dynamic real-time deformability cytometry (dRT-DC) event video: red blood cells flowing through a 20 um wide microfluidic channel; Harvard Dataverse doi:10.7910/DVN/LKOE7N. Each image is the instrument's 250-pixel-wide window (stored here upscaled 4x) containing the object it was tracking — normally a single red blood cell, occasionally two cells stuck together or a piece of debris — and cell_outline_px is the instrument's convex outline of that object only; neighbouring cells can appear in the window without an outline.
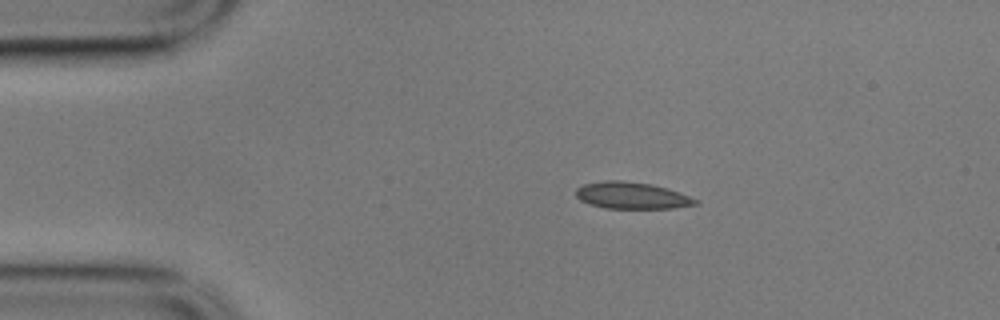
{"species": "common noctule bat (a hibernating species)", "species_latin": "Nyctalus noctula", "temperature_condition": "cold", "stored_images_in_passage": 47, "camera_frame_rate_fps": 3000, "um_per_image_px": 0.085, "animal": {"sex": "male", "body_mass_g": 17.9}, "frame": {"image": 1, "passage_image": 1, "time_ms": 0.0, "image_size_px": [1000, 320], "cell_outline_px": [[700, 204], [672, 208], [604, 208], [588, 204], [580, 200], [576, 196], [576, 188], [584, 184], [604, 180], [620, 180], [652, 184], [668, 188], [700, 200]], "centroid_in_image_um": [53.71, 16.62], "position_along_channel_um": 31.3, "area_um2": 18.79}}
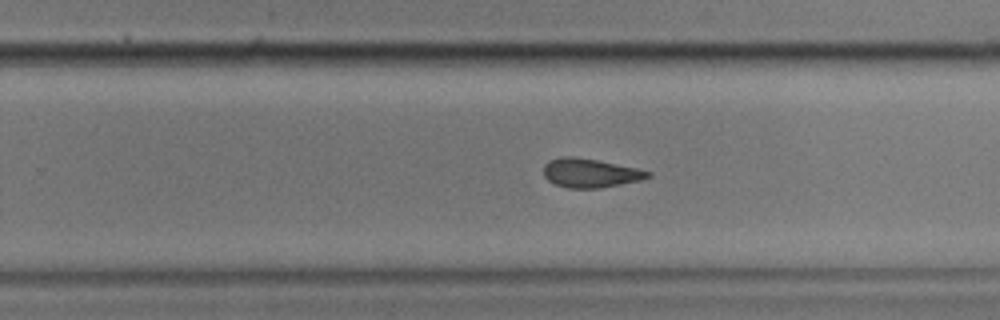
{"frame": {"image": 2, "passage_image": 26, "time_ms": 8.333, "image_size_px": [1000, 320], "cell_outline_px": [[652, 176], [640, 180], [600, 188], [568, 188], [552, 184], [544, 176], [544, 164], [548, 160], [560, 156], [572, 156], [596, 160], [636, 168], [652, 172]], "centroid_in_image_um": [50.13, 14.71], "position_along_channel_um": 279.7, "area_um2": 17.63}}
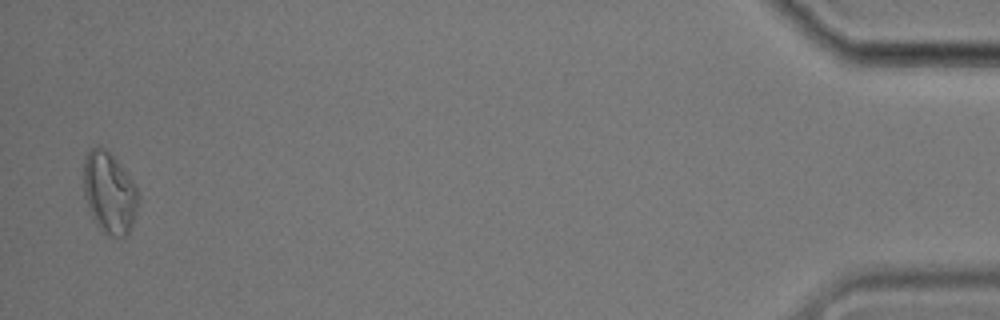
{"frame": {"image": 3, "passage_image": 46, "time_ms": 15.0, "image_size_px": [1000, 320], "cell_outline_px": [[140, 200], [132, 224], [128, 232], [120, 240], [108, 236], [100, 228], [92, 216], [84, 196], [84, 156], [96, 144], [100, 144], [116, 160], [128, 176], [136, 188], [140, 196]], "centroid_in_image_um": [9.29, 16.4], "position_along_channel_um": 425.9, "area_um2": 25.89}, "authors_computed_cell_mechanics": {"area_um2": 18.785, "velocity_mm_per_s": 3.5, "shape_relaxation_time_tau1_ms": 8.8509, "shape_relaxation_time_tau2_ms": 2.066, "deformation_change_tau1": 0.1313, "deformation_change_tau2": 0.0565}}